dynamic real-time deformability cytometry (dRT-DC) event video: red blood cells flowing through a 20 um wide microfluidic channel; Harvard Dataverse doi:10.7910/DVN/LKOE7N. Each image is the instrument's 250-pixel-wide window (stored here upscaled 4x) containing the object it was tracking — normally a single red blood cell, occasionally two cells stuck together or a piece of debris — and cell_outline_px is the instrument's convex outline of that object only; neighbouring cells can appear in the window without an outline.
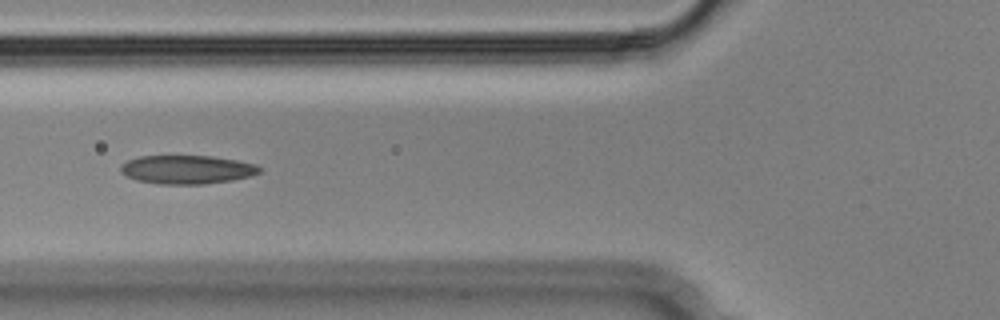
{"species": "Egyptian fruit bat (a non-hibernating species)", "species_latin": "Rousettus aegyptiacus", "temperature_condition": "cold", "stored_images_in_passage": 6, "camera_frame_rate_fps": 3000, "um_per_image_px": 0.085, "animal": {"sex": "male"}, "frame": {"image": 1, "passage_image": 6, "time_ms": 1.667, "image_size_px": [1000, 320], "cell_outline_px": [[260, 172], [248, 176], [232, 180], [204, 184], [160, 184], [136, 180], [120, 172], [120, 164], [128, 160], [140, 156], [212, 156], [236, 160], [256, 164], [260, 168]], "centroid_in_image_um": [15.86, 14.41], "position_along_channel_um": 109.9, "area_um2": 23.06}}